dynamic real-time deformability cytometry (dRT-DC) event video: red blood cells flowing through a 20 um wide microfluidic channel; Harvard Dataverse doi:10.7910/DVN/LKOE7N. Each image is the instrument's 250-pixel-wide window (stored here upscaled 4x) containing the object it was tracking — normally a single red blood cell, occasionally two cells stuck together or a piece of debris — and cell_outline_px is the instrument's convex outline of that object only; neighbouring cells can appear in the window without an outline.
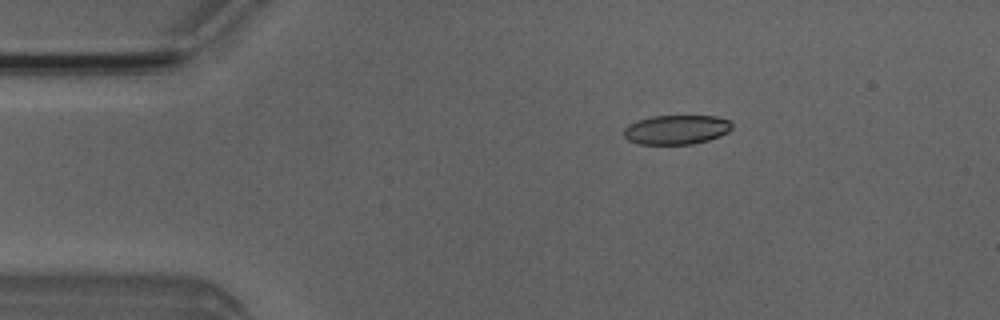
{"species": "Egyptian fruit bat (a non-hibernating species)", "species_latin": "Rousettus aegyptiacus", "temperature_condition": "room temperature", "stored_images_in_passage": 5, "camera_frame_rate_fps": 3000, "um_per_image_px": 0.085, "animal": {"sex": "male"}, "frame": {"image": 1, "passage_image": 3, "time_ms": 2.333, "image_size_px": [1000, 320], "cell_outline_px": [[732, 128], [728, 132], [720, 136], [708, 140], [692, 144], [640, 144], [628, 140], [624, 136], [624, 128], [628, 124], [652, 116], [716, 116], [728, 120], [732, 124]], "centroid_in_image_um": [57.5, 11.02], "position_along_channel_um": 27.5, "area_um2": 18.44}}